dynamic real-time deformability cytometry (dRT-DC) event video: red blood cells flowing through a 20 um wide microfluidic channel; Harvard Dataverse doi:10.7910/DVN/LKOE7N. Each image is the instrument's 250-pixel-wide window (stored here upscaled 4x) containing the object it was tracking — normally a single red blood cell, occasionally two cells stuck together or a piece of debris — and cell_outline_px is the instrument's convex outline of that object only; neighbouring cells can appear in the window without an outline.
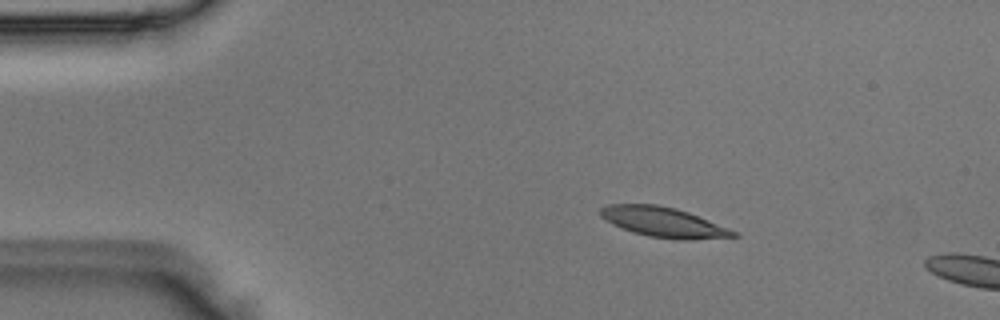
{"species": "Egyptian fruit bat (a non-hibernating species)", "species_latin": "Rousettus aegyptiacus", "temperature_condition": "room temperature", "stored_images_in_passage": 3, "camera_frame_rate_fps": 3000, "um_per_image_px": 0.085, "animal": {"sex": "male"}, "frame": {"image": 1, "passage_image": 2, "time_ms": 0.333, "image_size_px": [1000, 320], "cell_outline_px": [[740, 236], [688, 240], [680, 240], [648, 236], [632, 232], [612, 224], [604, 220], [600, 216], [600, 208], [608, 204], [656, 204], [676, 208], [688, 212], [740, 232]], "centroid_in_image_um": [56.41, 18.89], "position_along_channel_um": 28.6, "area_um2": 23.41}}